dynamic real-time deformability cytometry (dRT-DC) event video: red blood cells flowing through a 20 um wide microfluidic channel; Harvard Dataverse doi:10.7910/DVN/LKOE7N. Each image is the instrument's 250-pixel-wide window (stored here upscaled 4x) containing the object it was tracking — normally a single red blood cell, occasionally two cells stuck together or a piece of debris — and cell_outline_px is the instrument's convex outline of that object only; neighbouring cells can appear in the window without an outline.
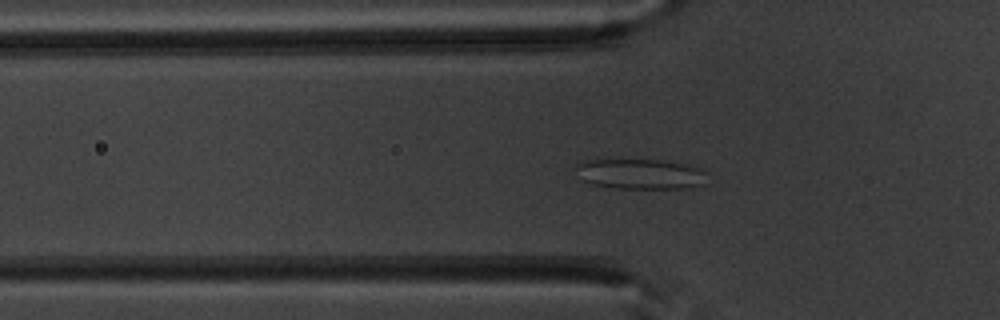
{"species": "common noctule bat (a hibernating species)", "species_latin": "Nyctalus noctula", "temperature_condition": "warm", "stored_images_in_passage": 43, "camera_frame_rate_fps": 3000, "um_per_image_px": 0.085, "animal": {"sex": "male", "body_mass_g": 20.1, "forearm_length_mm": 53.5}, "frame": {"image": 1, "passage_image": 8, "time_ms": 2.333, "image_size_px": [1000, 320], "cell_outline_px": [[704, 184], [692, 188], [616, 188], [592, 184], [584, 180], [576, 164], [584, 160], [660, 160], [688, 164], [700, 168], [704, 172]], "centroid_in_image_um": [54.49, 14.79], "position_along_channel_um": 71.3, "area_um2": 22.77}}
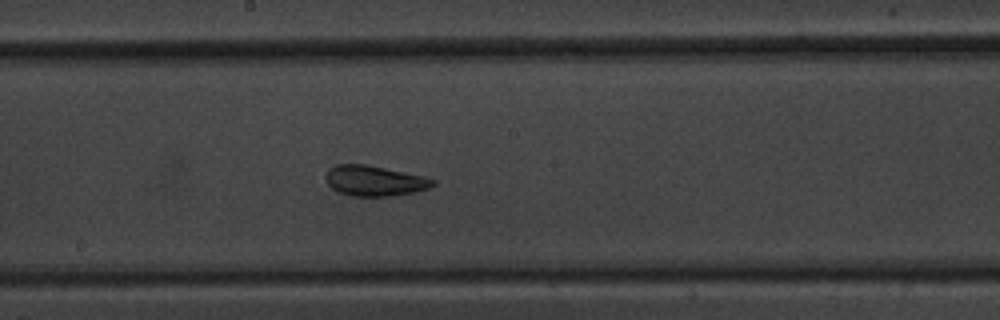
{"frame": {"image": 2, "passage_image": 19, "time_ms": 6.0, "image_size_px": [1000, 320], "cell_outline_px": [[436, 184], [428, 188], [416, 192], [392, 196], [352, 196], [336, 192], [328, 184], [328, 168], [336, 164], [364, 164], [424, 176], [436, 180]], "centroid_in_image_um": [31.86, 15.38], "position_along_channel_um": 216.3, "area_um2": 18.9}}
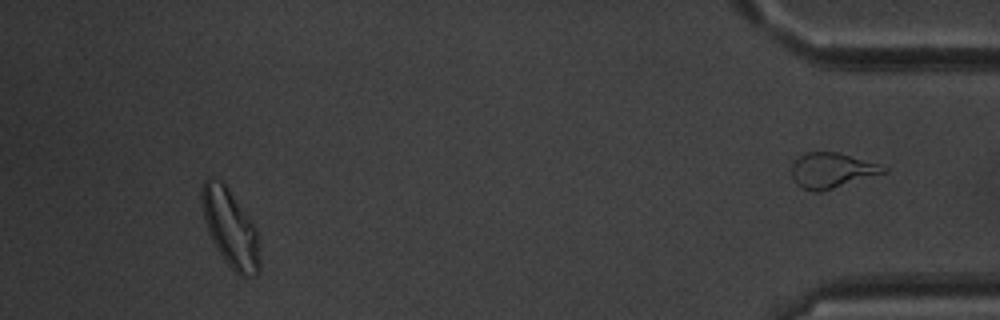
{"frame": {"image": 3, "passage_image": 39, "time_ms": 12.667, "image_size_px": [1000, 320], "cell_outline_px": [[260, 272], [256, 276], [240, 276], [224, 260], [216, 248], [208, 232], [204, 220], [200, 204], [200, 188], [204, 180], [208, 176], [212, 176], [220, 180], [224, 184], [248, 216], [256, 228], [260, 244]], "centroid_in_image_um": [19.56, 19.39], "position_along_channel_um": 415.6, "area_um2": 26.59}, "authors_computed_cell_mechanics": {"area_um2": 20.4034, "velocity_mm_per_s": 3.933, "shape_relaxation_time_tau1_ms": 8.715, "shape_relaxation_time_tau2_ms": 1.3985, "deformation_change_tau1": 0.1247, "deformation_change_tau2": 0.0676}}